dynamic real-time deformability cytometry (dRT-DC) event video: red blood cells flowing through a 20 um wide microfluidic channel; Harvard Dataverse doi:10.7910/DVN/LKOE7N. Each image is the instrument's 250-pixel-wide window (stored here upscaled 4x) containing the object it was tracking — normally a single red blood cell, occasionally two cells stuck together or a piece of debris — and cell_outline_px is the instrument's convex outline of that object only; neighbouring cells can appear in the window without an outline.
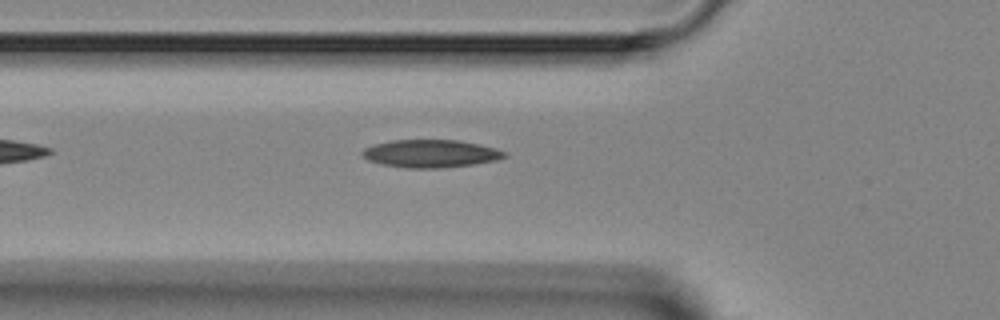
{"species": "Egyptian fruit bat (a non-hibernating species)", "species_latin": "Rousettus aegyptiacus", "temperature_condition": "room temperature", "stored_images_in_passage": 2, "camera_frame_rate_fps": 3000, "um_per_image_px": 0.085, "animal": {"sex": "female"}, "frame": {"image": 1, "passage_image": 2, "time_ms": 1.333, "image_size_px": [1000, 320], "cell_outline_px": [[508, 156], [496, 160], [472, 164], [440, 168], [408, 168], [380, 164], [368, 160], [360, 152], [364, 148], [372, 144], [392, 140], [460, 140], [480, 144], [496, 148], [508, 152]], "centroid_in_image_um": [36.61, 13.05], "position_along_channel_um": 89.2, "area_um2": 23.18}}